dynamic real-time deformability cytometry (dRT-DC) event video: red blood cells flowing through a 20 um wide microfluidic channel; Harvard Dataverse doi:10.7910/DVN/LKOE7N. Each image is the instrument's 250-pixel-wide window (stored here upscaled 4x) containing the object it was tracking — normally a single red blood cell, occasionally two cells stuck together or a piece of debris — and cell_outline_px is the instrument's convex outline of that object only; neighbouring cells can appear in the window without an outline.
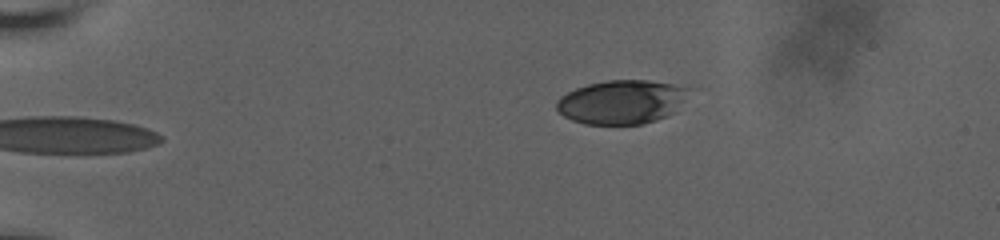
{"species": "human", "species_latin": "Homo sapiens", "temperature_condition": "room temperature", "stored_images_in_passage": 36, "camera_frame_rate_fps": 3000, "um_per_image_px": 0.085, "donor": {"sex": "male"}, "frame": {"image": 1, "passage_image": 1, "time_ms": 0.0, "image_size_px": [1000, 240], "cell_outline_px": [[692, 88], [676, 112], [656, 120], [640, 124], [584, 124], [572, 120], [564, 116], [556, 108], [556, 100], [560, 96], [576, 88], [588, 84], [608, 80], [648, 80], [672, 84]], "centroid_in_image_um": [52.85, 8.66], "position_along_channel_um": 32.1, "area_um2": 33.93}}
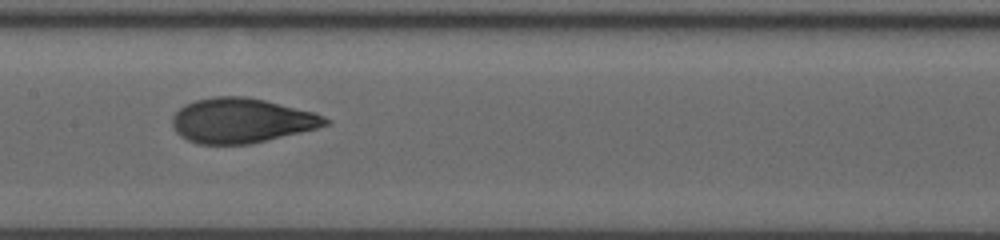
{"frame": {"image": 2, "passage_image": 16, "time_ms": 6.667, "image_size_px": [1000, 240], "cell_outline_px": [[332, 124], [300, 132], [248, 144], [200, 144], [188, 140], [180, 136], [176, 132], [172, 124], [172, 116], [184, 104], [196, 100], [212, 96], [244, 96], [264, 100], [312, 112], [324, 116], [332, 120]], "centroid_in_image_um": [20.51, 10.24], "position_along_channel_um": 186.9, "area_um2": 39.71}}
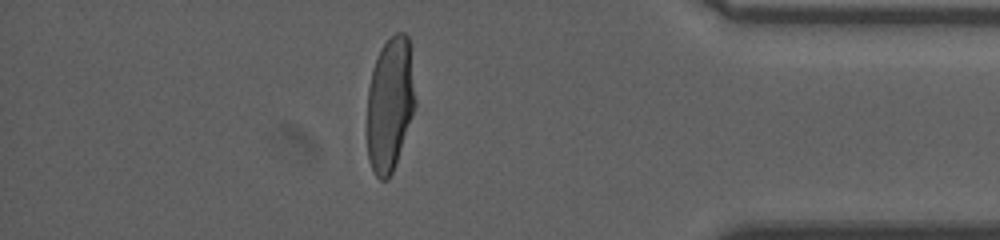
{"frame": {"image": 3, "passage_image": 31, "time_ms": 13.333, "image_size_px": [1000, 240], "cell_outline_px": [[416, 104], [412, 116], [392, 172], [388, 180], [380, 180], [376, 176], [368, 160], [368, 88], [372, 68], [380, 48], [396, 32], [404, 32], [408, 36], [416, 100]], "centroid_in_image_um": [33.14, 8.83], "position_along_channel_um": 402.1, "area_um2": 37.34}, "authors_computed_cell_mechanics": {"area_um2": 39.304, "velocity_mm_per_s": 3.6472, "shape_relaxation_time_tau1_ms": 5.8733, "shape_relaxation_time_tau2_ms": 0.8628, "deformation_change_tau1": 0.2166, "deformation_change_tau2": 0.0671}}